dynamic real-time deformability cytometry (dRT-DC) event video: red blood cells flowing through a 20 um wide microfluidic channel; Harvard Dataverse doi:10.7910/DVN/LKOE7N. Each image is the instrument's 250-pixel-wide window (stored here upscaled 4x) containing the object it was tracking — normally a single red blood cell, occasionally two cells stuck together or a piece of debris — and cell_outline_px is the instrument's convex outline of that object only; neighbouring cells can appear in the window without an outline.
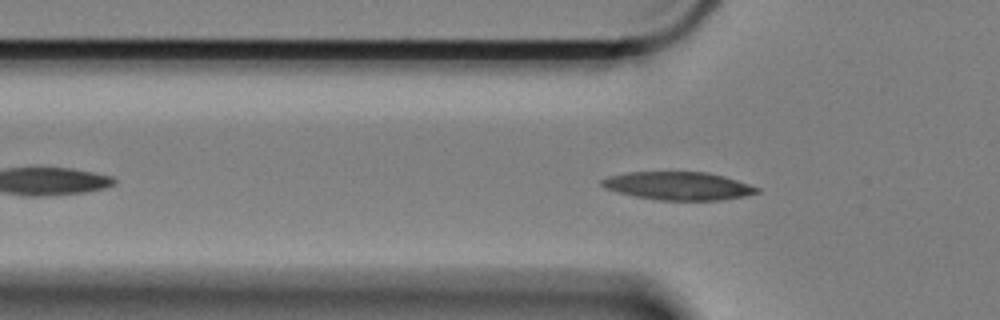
{"species": "Egyptian fruit bat (a non-hibernating species)", "species_latin": "Rousettus aegyptiacus", "temperature_condition": "cold", "stored_images_in_passage": 47, "camera_frame_rate_fps": 3000, "um_per_image_px": 0.085, "animal": {"sex": "female"}, "frame": {"image": 1, "passage_image": 10, "time_ms": 3.0, "image_size_px": [1000, 320], "cell_outline_px": [[760, 192], [744, 196], [720, 200], [660, 200], [636, 196], [616, 192], [604, 188], [600, 184], [600, 180], [608, 176], [628, 172], [708, 172], [724, 176], [760, 188]], "centroid_in_image_um": [57.63, 15.8], "position_along_channel_um": 68.2, "area_um2": 25.37}}
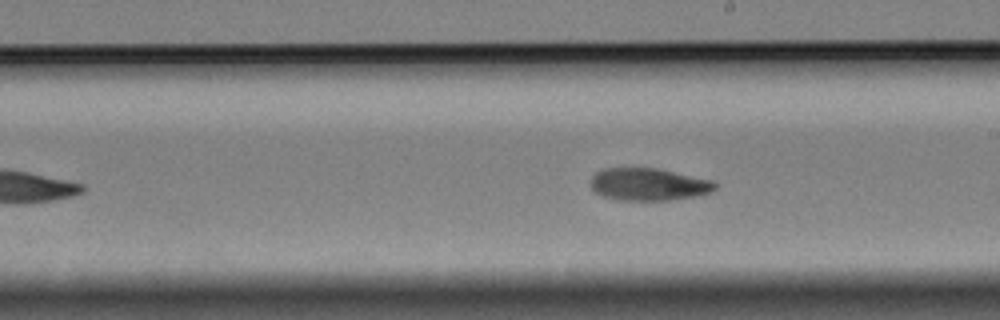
{"frame": {"image": 2, "passage_image": 25, "time_ms": 8.0, "image_size_px": [1000, 320], "cell_outline_px": [[716, 188], [712, 192], [696, 196], [672, 200], [616, 200], [604, 196], [596, 192], [592, 188], [592, 176], [596, 172], [604, 168], [656, 168], [712, 180], [716, 184]], "centroid_in_image_um": [55.14, 15.67], "position_along_channel_um": 233.9, "area_um2": 23.41}}
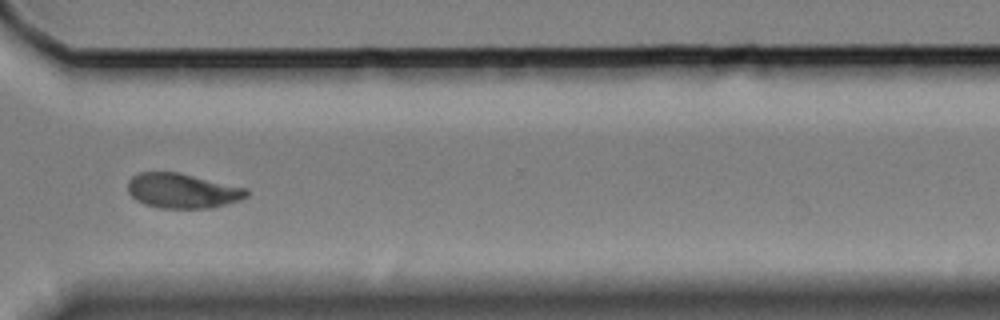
{"frame": {"image": 3, "passage_image": 36, "time_ms": 11.667, "image_size_px": [1000, 320], "cell_outline_px": [[248, 196], [240, 200], [212, 208], [156, 208], [144, 204], [136, 200], [128, 192], [128, 180], [132, 176], [140, 172], [180, 172], [248, 188]], "centroid_in_image_um": [15.51, 16.21], "position_along_channel_um": 355.1, "area_um2": 24.39}, "authors_computed_cell_mechanics": {"area_um2": 24.276, "velocity_mm_per_s": 3.3041, "shape_relaxation_time_tau1_ms": 4.911, "shape_relaxation_time_tau2_ms": 3.9172, "deformation_change_tau1": 0.139, "deformation_change_tau2": 0.0782}}